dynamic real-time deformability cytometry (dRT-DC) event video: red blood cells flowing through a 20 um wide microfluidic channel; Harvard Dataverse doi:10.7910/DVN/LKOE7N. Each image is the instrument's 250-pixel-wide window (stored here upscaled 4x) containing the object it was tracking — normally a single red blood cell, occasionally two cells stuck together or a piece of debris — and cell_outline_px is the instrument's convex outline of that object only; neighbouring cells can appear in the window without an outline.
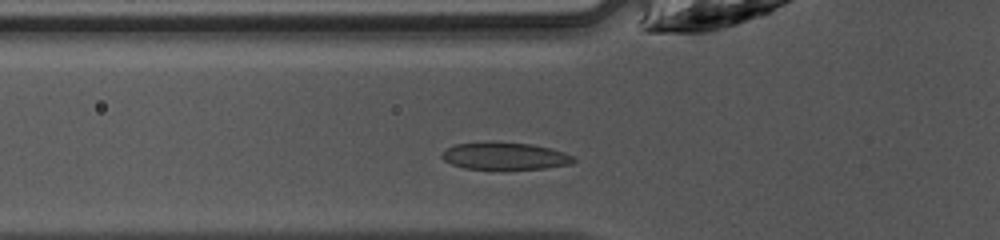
{"species": "common noctule bat (a hibernating species)", "species_latin": "Nyctalus noctula", "temperature_condition": "warm", "stored_images_in_passage": 26, "camera_frame_rate_fps": 3000, "um_per_image_px": 0.085, "animal": {"sex": "female", "body_mass_g": 10.0, "forearm_length_mm": 53.1}, "frame": {"image": 1, "passage_image": 3, "time_ms": 0.667, "image_size_px": [1000, 240], "cell_outline_px": [[576, 160], [572, 164], [544, 168], [500, 172], [496, 172], [464, 168], [452, 164], [444, 160], [440, 156], [448, 148], [456, 144], [484, 140], [532, 144], [552, 148], [564, 152], [572, 156]], "centroid_in_image_um": [42.9, 13.29], "position_along_channel_um": 82.9, "area_um2": 22.14}}
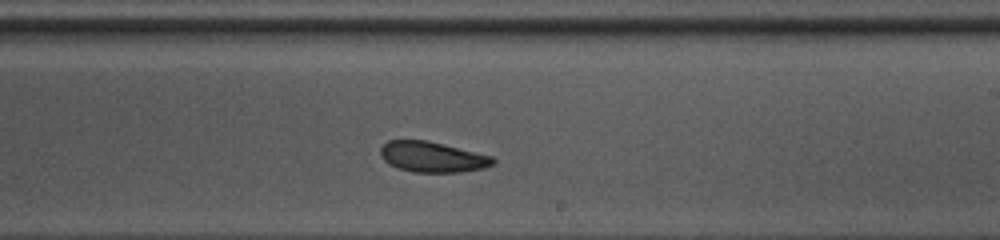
{"frame": {"image": 2, "passage_image": 15, "time_ms": 4.667, "image_size_px": [1000, 240], "cell_outline_px": [[496, 164], [484, 168], [460, 172], [412, 172], [396, 168], [388, 164], [380, 156], [380, 148], [388, 140], [428, 140], [492, 156], [496, 160]], "centroid_in_image_um": [36.74, 13.34], "position_along_channel_um": 252.3, "area_um2": 20.23}}
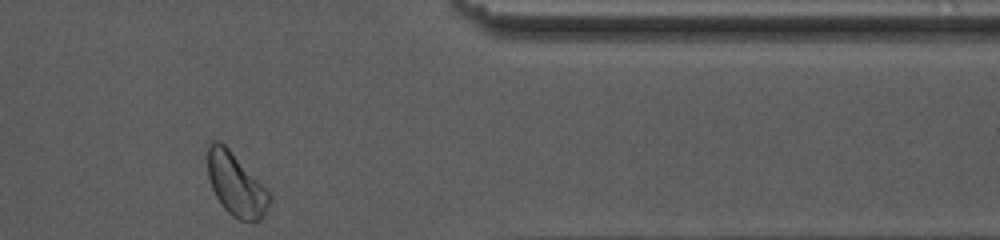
{"frame": {"image": 3, "passage_image": 26, "time_ms": 8.333, "image_size_px": [1000, 240], "cell_outline_px": [[272, 200], [260, 220], [240, 220], [232, 216], [224, 208], [216, 196], [212, 188], [208, 176], [208, 144], [212, 140], [216, 140], [224, 144], [228, 148], [272, 196]], "centroid_in_image_um": [20.04, 15.69], "position_along_channel_um": 391.4, "area_um2": 22.08}, "authors_computed_cell_mechanics": {"area_um2": 20.7791, "velocity_mm_per_s": 4.2176, "shape_relaxation_time_tau1_ms": 2.4643, "shape_relaxation_time_tau2_ms": null, "deformation_change_tau1": 0.0655, "deformation_change_tau2": null}}